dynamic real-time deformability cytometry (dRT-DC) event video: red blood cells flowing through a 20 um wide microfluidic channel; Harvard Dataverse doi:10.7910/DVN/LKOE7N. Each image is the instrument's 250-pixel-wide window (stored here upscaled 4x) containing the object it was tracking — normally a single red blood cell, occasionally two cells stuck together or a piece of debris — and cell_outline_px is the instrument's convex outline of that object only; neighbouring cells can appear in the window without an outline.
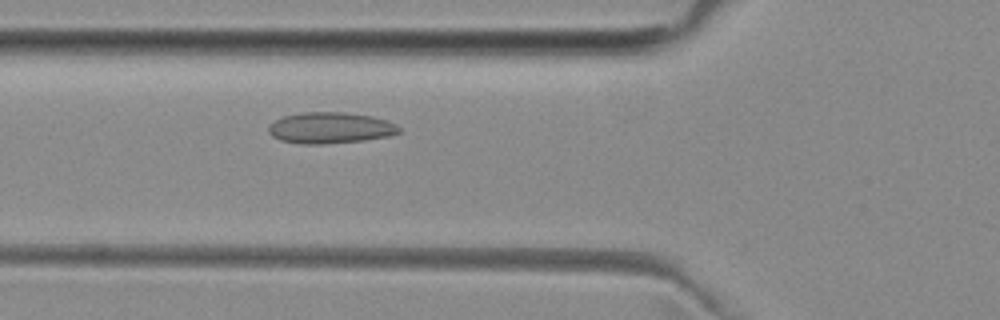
{"species": "common noctule bat (a hibernating species)", "species_latin": "Nyctalus noctula", "temperature_condition": "room temperature", "stored_images_in_passage": 40, "camera_frame_rate_fps": 3000, "um_per_image_px": 0.085, "animal": {"sex": "female", "body_mass_g": 29.2, "forearm_length_mm": 56.3}, "frame": {"image": 1, "passage_image": 16, "time_ms": 5.0, "image_size_px": [1000, 320], "cell_outline_px": [[400, 132], [388, 136], [364, 140], [324, 144], [300, 144], [280, 140], [272, 136], [268, 132], [268, 128], [276, 120], [284, 116], [304, 112], [340, 112], [372, 116], [396, 124], [400, 128]], "centroid_in_image_um": [28.06, 10.88], "position_along_channel_um": 97.7, "area_um2": 23.52}}
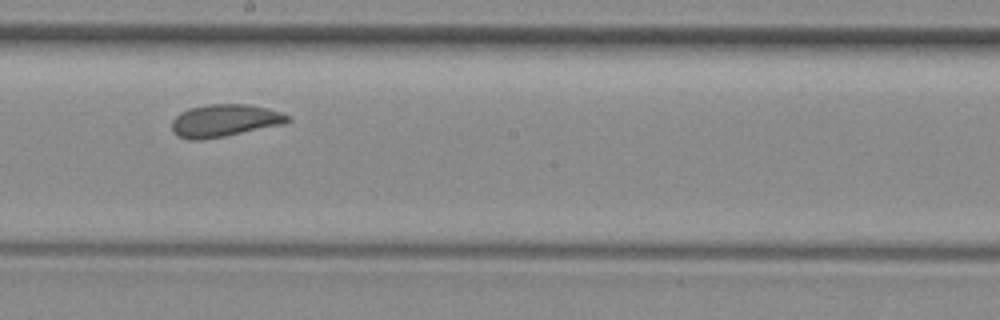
{"frame": {"image": 2, "passage_image": 26, "time_ms": 8.333, "image_size_px": [1000, 320], "cell_outline_px": [[292, 120], [284, 124], [204, 140], [188, 140], [172, 132], [172, 120], [180, 112], [188, 108], [208, 104], [248, 104], [268, 108], [292, 116]], "centroid_in_image_um": [19.1, 10.24], "position_along_channel_um": 229.1, "area_um2": 22.08}}
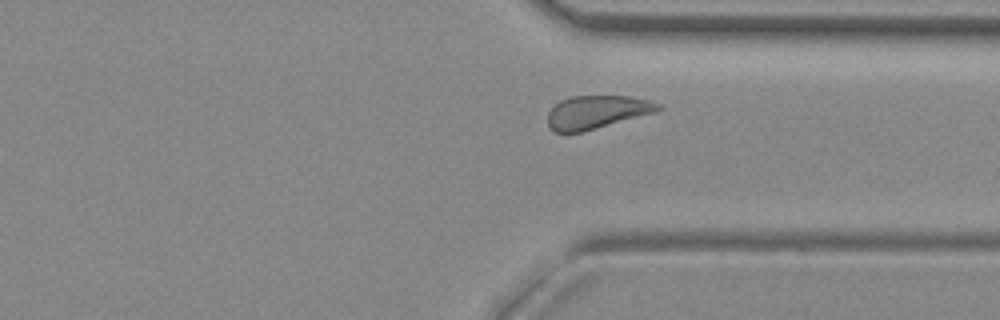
{"frame": {"image": 3, "passage_image": 36, "time_ms": 11.667, "image_size_px": [1000, 320], "cell_outline_px": [[664, 108], [656, 112], [584, 132], [552, 132], [548, 128], [548, 112], [560, 100], [572, 96], [628, 96], [648, 100], [660, 104]], "centroid_in_image_um": [50.72, 9.54], "position_along_channel_um": 360.7, "area_um2": 21.5}}